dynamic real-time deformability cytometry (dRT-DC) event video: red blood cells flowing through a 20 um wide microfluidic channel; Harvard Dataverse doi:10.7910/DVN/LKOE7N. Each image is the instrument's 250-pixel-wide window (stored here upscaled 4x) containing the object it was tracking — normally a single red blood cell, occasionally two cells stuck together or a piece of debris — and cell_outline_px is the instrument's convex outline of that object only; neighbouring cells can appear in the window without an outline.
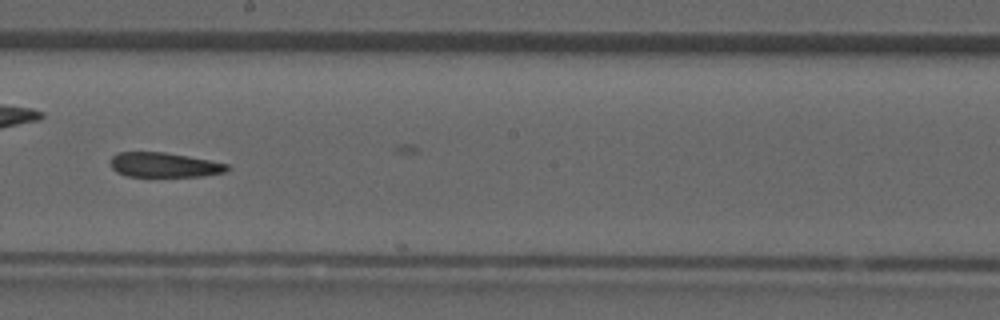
{"species": "common noctule bat (a hibernating species)", "species_latin": "Nyctalus noctula", "temperature_condition": "room temperature", "stored_images_in_passage": 26, "camera_frame_rate_fps": 3000, "um_per_image_px": 0.085, "animal": {"sex": "male", "forearm_length_mm": 52.5}, "frame": {"image": 1, "passage_image": 14, "time_ms": 4.333, "image_size_px": [1000, 320], "cell_outline_px": [[228, 168], [224, 172], [204, 176], [128, 176], [116, 172], [112, 168], [112, 156], [120, 152], [164, 152], [188, 156], [228, 164]], "centroid_in_image_um": [13.95, 14.02], "position_along_channel_um": 234.3, "area_um2": 16.53}}